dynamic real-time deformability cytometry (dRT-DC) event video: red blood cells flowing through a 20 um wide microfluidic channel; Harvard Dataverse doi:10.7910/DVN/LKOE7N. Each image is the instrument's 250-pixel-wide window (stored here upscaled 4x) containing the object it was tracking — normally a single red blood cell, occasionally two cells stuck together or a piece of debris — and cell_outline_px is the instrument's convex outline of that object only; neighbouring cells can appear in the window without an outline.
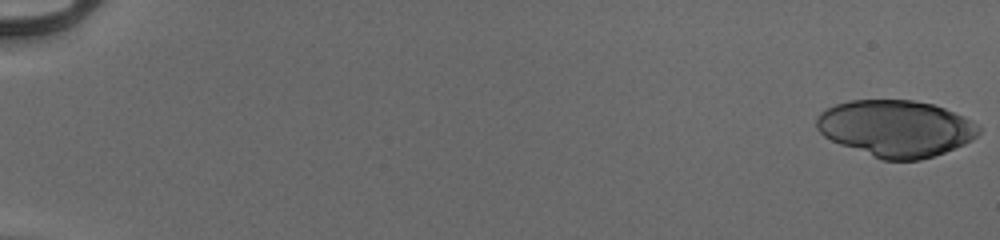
{"species": "human", "species_latin": "Homo sapiens", "temperature_condition": "cold", "stored_images_in_passage": 54, "camera_frame_rate_fps": 3000, "um_per_image_px": 0.085, "donor": {"sex": "male"}, "frame": {"image": 1, "passage_image": 1, "time_ms": 0.0, "image_size_px": [1000, 240], "cell_outline_px": [[980, 132], [972, 140], [964, 144], [944, 152], [920, 160], [884, 160], [840, 144], [824, 136], [816, 128], [816, 116], [820, 112], [836, 104], [852, 100], [912, 100], [932, 104], [944, 108], [964, 116], [980, 124]], "centroid_in_image_um": [76.16, 10.9], "position_along_channel_um": 8.8, "area_um2": 53.35}}